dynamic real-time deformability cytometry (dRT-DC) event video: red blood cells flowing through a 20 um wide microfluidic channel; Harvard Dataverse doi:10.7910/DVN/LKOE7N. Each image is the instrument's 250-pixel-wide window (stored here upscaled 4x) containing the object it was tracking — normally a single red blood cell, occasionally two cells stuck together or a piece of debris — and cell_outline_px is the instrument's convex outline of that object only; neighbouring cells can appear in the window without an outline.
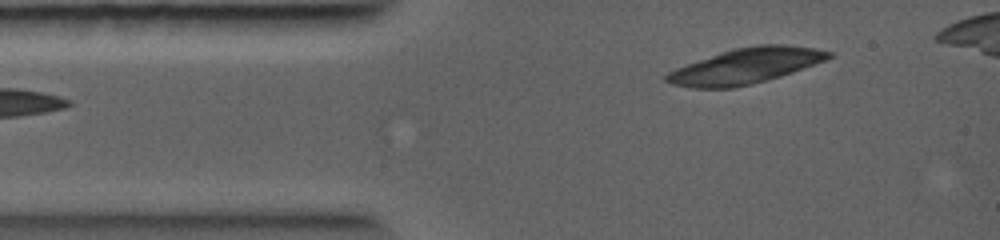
{"species": "common noctule bat (a hibernating species)", "species_latin": "Nyctalus noctula", "temperature_condition": "warm", "stored_images_in_passage": 1, "camera_frame_rate_fps": 5000, "um_per_image_px": 0.085, "animal": {"sex": "female", "body_mass_g": 19.0, "forearm_length_mm": 56.7}, "frame": {"image": 1, "passage_image": 1, "time_ms": 0.0, "image_size_px": [1000, 240], "cell_outline_px": [[832, 56], [824, 60], [792, 72], [780, 76], [752, 84], [732, 88], [692, 88], [672, 84], [664, 80], [664, 76], [668, 72], [676, 68], [732, 48], [756, 44], [784, 44], [816, 48], [832, 52]], "centroid_in_image_um": [63.36, 5.6], "position_along_channel_um": 21.6, "area_um2": 33.29}}